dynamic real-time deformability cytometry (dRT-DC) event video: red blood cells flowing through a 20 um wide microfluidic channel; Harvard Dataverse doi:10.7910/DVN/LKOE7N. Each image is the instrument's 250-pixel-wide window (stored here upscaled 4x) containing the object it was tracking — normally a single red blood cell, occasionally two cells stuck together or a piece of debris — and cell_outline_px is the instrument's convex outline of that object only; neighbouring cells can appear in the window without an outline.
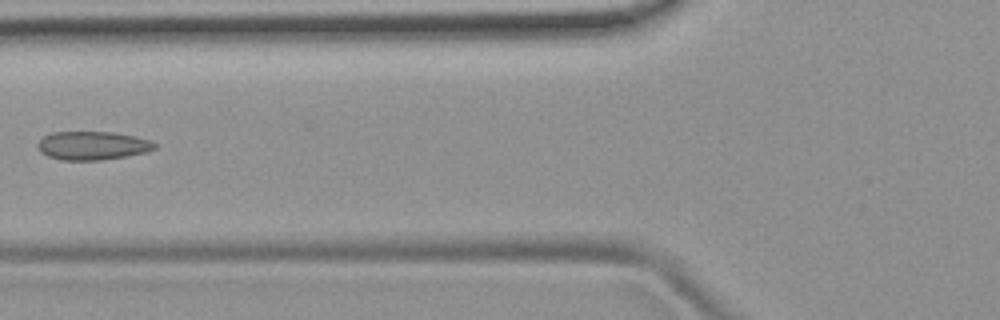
{"species": "common noctule bat (a hibernating species)", "species_latin": "Nyctalus noctula", "temperature_condition": "room temperature", "stored_images_in_passage": 4, "camera_frame_rate_fps": 3000, "um_per_image_px": 0.085, "animal": {"sex": "female", "body_mass_g": 19.9}, "frame": {"image": 1, "passage_image": 4, "time_ms": 4.333, "image_size_px": [1000, 320], "cell_outline_px": [[156, 148], [148, 152], [128, 156], [100, 160], [60, 160], [48, 156], [40, 152], [36, 144], [44, 136], [52, 132], [112, 132], [136, 136], [148, 140], [156, 144]], "centroid_in_image_um": [7.86, 12.38], "position_along_channel_um": 117.9, "area_um2": 19.54}}